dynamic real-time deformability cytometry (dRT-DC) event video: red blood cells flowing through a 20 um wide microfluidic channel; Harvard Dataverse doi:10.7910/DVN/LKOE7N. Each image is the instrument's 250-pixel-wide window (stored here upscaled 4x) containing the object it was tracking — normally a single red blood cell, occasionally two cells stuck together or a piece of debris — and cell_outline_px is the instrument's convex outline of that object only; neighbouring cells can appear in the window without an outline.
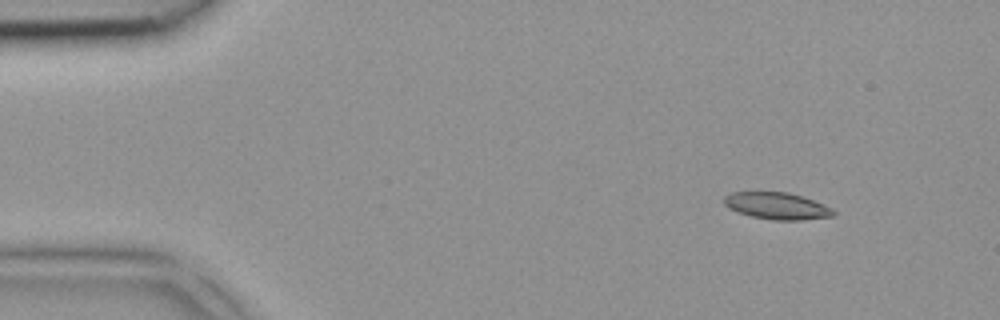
{"species": "common noctule bat (a hibernating species)", "species_latin": "Nyctalus noctula", "temperature_condition": "room temperature", "stored_images_in_passage": 3, "camera_frame_rate_fps": 3000, "um_per_image_px": 0.085, "animal": {"sex": "female", "body_mass_g": 18.4}, "frame": {"image": 1, "passage_image": 1, "time_ms": 0.0, "image_size_px": [1000, 320], "cell_outline_px": [[836, 212], [832, 216], [800, 220], [772, 220], [752, 216], [736, 212], [728, 208], [724, 204], [724, 196], [732, 192], [788, 192], [824, 204], [832, 208]], "centroid_in_image_um": [66.01, 17.5], "position_along_channel_um": 19.0, "area_um2": 17.05}}
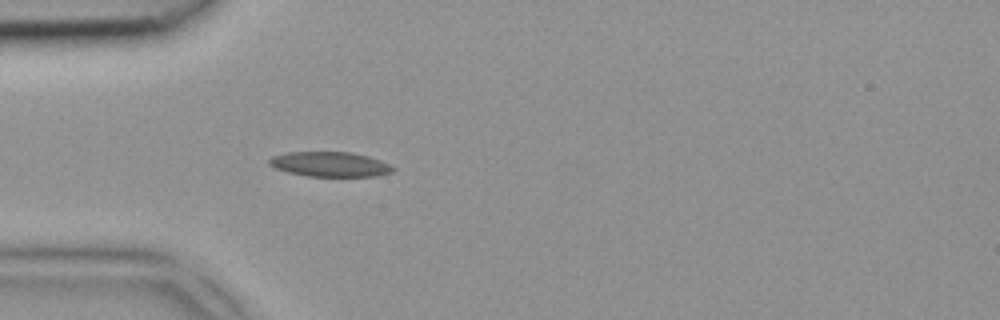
{"frame": {"image": 2, "passage_image": 3, "time_ms": 0.667, "image_size_px": [1000, 320], "cell_outline_px": [[396, 168], [392, 172], [376, 176], [308, 176], [288, 172], [276, 168], [268, 164], [268, 160], [272, 156], [288, 152], [352, 152], [368, 156], [380, 160]], "centroid_in_image_um": [28.05, 13.96], "position_along_channel_um": 57.0, "area_um2": 17.86}}